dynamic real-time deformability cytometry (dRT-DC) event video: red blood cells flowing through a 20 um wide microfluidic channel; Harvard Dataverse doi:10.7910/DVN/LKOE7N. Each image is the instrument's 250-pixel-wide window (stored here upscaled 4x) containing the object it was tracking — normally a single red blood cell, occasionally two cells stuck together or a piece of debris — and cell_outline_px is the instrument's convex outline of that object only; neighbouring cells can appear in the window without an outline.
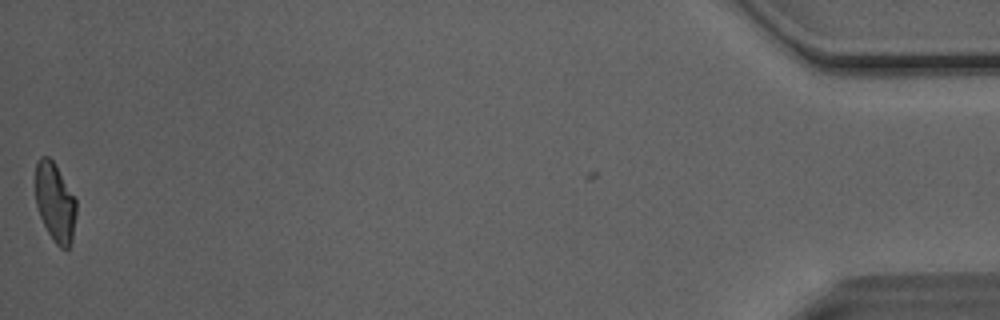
{"species": "Egyptian fruit bat (a non-hibernating species)", "species_latin": "Rousettus aegyptiacus", "temperature_condition": "room temperature", "stored_images_in_passage": 51, "camera_frame_rate_fps": 3000, "um_per_image_px": 0.085, "animal": {"sex": "male"}, "frame": {"image": 1, "passage_image": 51, "time_ms": 16.667, "image_size_px": [1000, 320], "cell_outline_px": [[76, 216], [72, 240], [68, 248], [60, 248], [56, 244], [48, 232], [40, 216], [36, 204], [36, 160], [40, 156], [48, 156], [56, 164], [76, 200]], "centroid_in_image_um": [4.68, 17.18], "position_along_channel_um": 430.5, "area_um2": 18.73}, "authors_computed_cell_mechanics": {"area_um2": 20.4034, "velocity_mm_per_s": 4.0952, "shape_relaxation_time_tau1_ms": 9.1763, "shape_relaxation_time_tau2_ms": 1.8566, "deformation_change_tau1": 0.2273, "deformation_change_tau2": 0.0719}}